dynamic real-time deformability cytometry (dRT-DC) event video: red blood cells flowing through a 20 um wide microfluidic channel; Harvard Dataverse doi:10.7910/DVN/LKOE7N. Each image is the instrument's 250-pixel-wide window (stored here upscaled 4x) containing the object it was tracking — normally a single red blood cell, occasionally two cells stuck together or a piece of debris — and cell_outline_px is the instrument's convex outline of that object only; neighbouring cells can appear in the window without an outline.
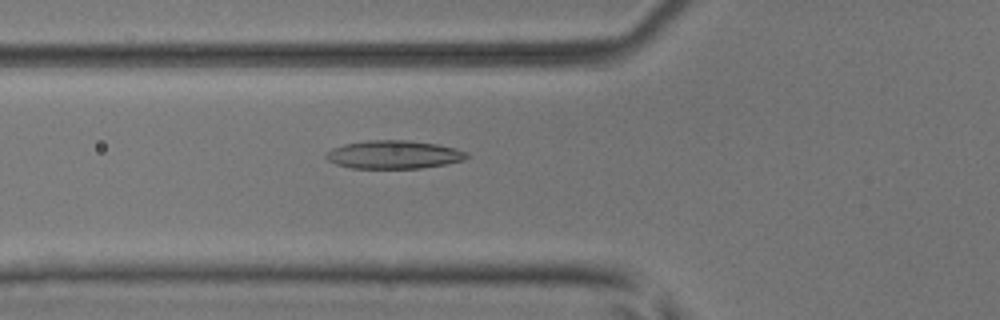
{"species": "common noctule bat (a hibernating species)", "species_latin": "Nyctalus noctula", "temperature_condition": "room temperature", "stored_images_in_passage": 42, "camera_frame_rate_fps": 3000, "um_per_image_px": 0.085, "animal": {"sex": "male", "body_mass_g": 17.9, "forearm_length_mm": 54.2}, "frame": {"image": 1, "passage_image": 9, "time_ms": 2.667, "image_size_px": [1000, 320], "cell_outline_px": [[468, 156], [464, 160], [448, 164], [420, 168], [352, 168], [336, 164], [328, 160], [324, 156], [332, 148], [344, 144], [368, 140], [408, 140], [436, 144], [456, 148], [468, 152]], "centroid_in_image_um": [33.49, 13.14], "position_along_channel_um": 92.3, "area_um2": 23.18}}
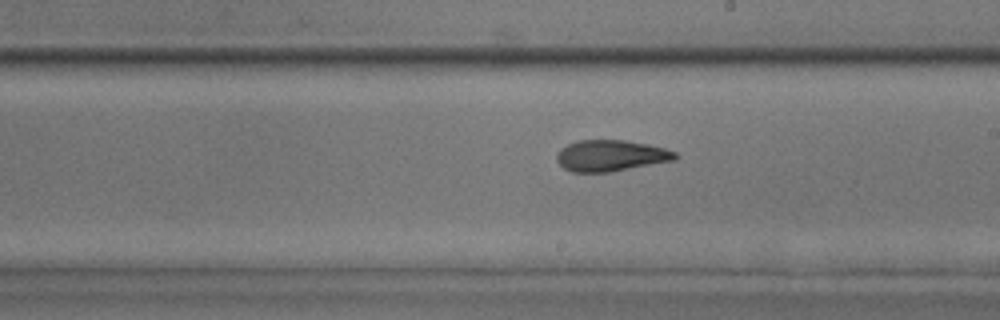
{"frame": {"image": 2, "passage_image": 20, "time_ms": 6.333, "image_size_px": [1000, 320], "cell_outline_px": [[680, 156], [676, 160], [608, 172], [572, 172], [564, 168], [556, 160], [556, 156], [560, 148], [576, 140], [624, 140], [648, 144], [664, 148], [676, 152]], "centroid_in_image_um": [51.92, 13.22], "position_along_channel_um": 237.1, "area_um2": 21.62}}
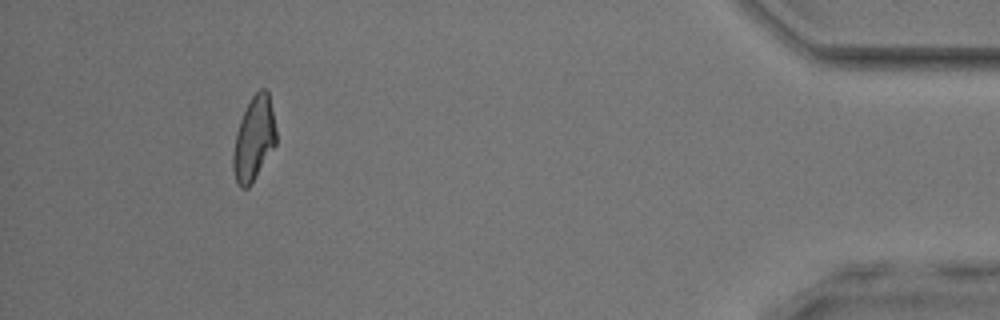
{"frame": {"image": 3, "passage_image": 38, "time_ms": 12.333, "image_size_px": [1000, 320], "cell_outline_px": [[276, 144], [252, 184], [248, 188], [240, 188], [236, 184], [232, 168], [232, 152], [236, 132], [240, 120], [252, 96], [260, 88], [264, 88], [268, 92], [276, 128]], "centroid_in_image_um": [21.56, 11.85], "position_along_channel_um": 413.6, "area_um2": 21.21}, "authors_computed_cell_mechanics": {"area_um2": 21.7906, "velocity_mm_per_s": 3.9617, "shape_relaxation_time_tau1_ms": 6.0702, "shape_relaxation_time_tau2_ms": 2.2439, "deformation_change_tau1": 0.1603, "deformation_change_tau2": 0.1042}}